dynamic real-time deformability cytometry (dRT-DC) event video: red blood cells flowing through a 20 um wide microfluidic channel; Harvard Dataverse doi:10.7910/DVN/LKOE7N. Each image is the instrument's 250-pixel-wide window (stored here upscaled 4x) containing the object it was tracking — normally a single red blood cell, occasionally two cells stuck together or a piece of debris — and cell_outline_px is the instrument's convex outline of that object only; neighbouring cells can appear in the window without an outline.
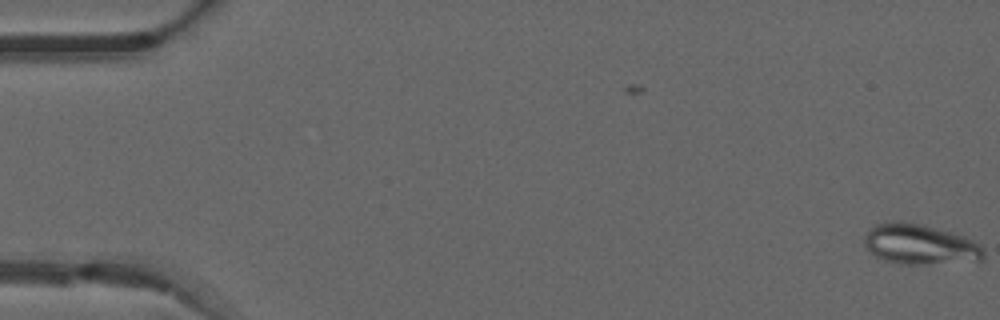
{"species": "common noctule bat (a hibernating species)", "species_latin": "Nyctalus noctula", "temperature_condition": "warm", "stored_images_in_passage": 2, "camera_frame_rate_fps": 3000, "um_per_image_px": 0.085, "animal": {"sex": "male", "forearm_length_mm": 52.5}, "frame": {"image": 1, "passage_image": 2, "time_ms": 0.333, "image_size_px": [1000, 320], "cell_outline_px": [[984, 260], [920, 264], [900, 264], [884, 260], [876, 256], [864, 244], [864, 236], [876, 224], [888, 220], [896, 220], [924, 224], [952, 232], [964, 236], [972, 240], [984, 252]], "centroid_in_image_um": [78.16, 20.75], "position_along_channel_um": 6.8, "area_um2": 27.86}}